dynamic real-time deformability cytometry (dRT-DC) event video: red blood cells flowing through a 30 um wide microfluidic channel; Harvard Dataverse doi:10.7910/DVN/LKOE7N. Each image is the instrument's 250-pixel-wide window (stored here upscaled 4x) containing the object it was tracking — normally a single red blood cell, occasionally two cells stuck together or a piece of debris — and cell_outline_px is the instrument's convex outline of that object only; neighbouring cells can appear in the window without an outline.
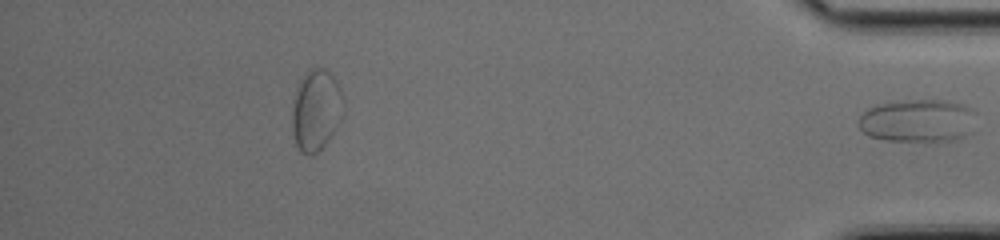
{"species": "common noctule bat (a hibernating species)", "species_latin": "Nyctalus noctula", "temperature_condition": "cold", "stored_images_in_passage": 46, "segment_of_instrument_passage": [2, 2], "camera_frame_rate_fps": 3000, "um_per_image_px": 0.085, "animal": {"sex": "female", "body_mass_g": 17.0, "forearm_length_mm": 48.0}, "frame": {"image": 1, "passage_image": 46, "time_ms": 15.0, "image_size_px": [1000, 240], "cell_outline_px": [[972, 132], [964, 136], [952, 140], [884, 140], [868, 136], [860, 128], [860, 116], [868, 108], [880, 104], [908, 100], [948, 100], [964, 104], [972, 108]], "centroid_in_image_um": [78.01, 10.25], "position_along_channel_um": 357.2, "area_um2": 28.96}}